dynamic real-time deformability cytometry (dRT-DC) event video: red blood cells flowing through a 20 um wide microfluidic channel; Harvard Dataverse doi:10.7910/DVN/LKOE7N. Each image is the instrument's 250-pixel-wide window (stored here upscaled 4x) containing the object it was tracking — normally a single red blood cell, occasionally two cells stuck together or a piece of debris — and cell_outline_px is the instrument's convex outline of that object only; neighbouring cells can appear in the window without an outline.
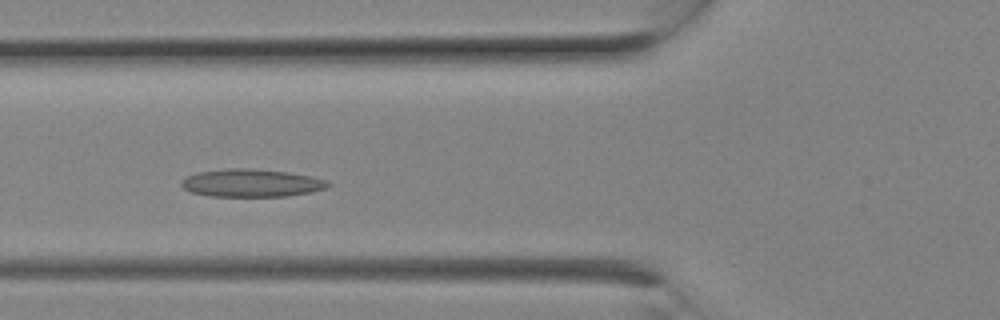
{"species": "Egyptian fruit bat (a non-hibernating species)", "species_latin": "Rousettus aegyptiacus", "temperature_condition": "room temperature", "stored_images_in_passage": 5, "camera_frame_rate_fps": 3000, "um_per_image_px": 0.085, "animal": {"sex": "female"}, "frame": {"image": 1, "passage_image": 4, "time_ms": 1.0, "image_size_px": [1000, 320], "cell_outline_px": [[332, 184], [328, 188], [312, 192], [288, 196], [212, 196], [192, 192], [184, 188], [180, 184], [180, 180], [184, 176], [196, 172], [228, 168], [252, 168], [288, 172], [328, 180]], "centroid_in_image_um": [21.37, 15.55], "position_along_channel_um": 104.4, "area_um2": 23.99}}
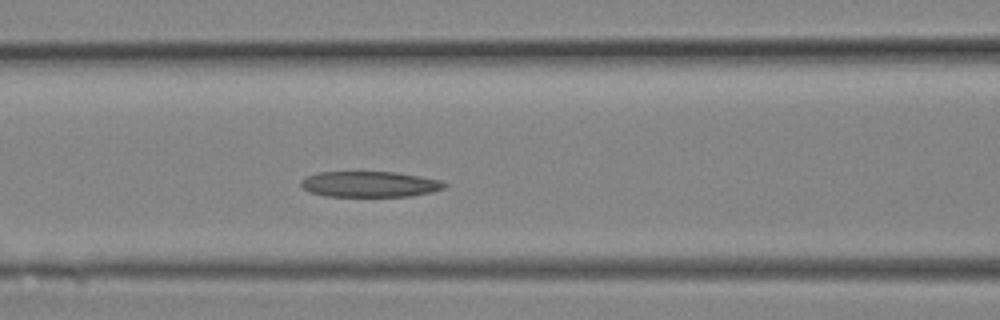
{"frame": {"image": 2, "passage_image": 5, "time_ms": 1.333, "image_size_px": [1000, 320], "cell_outline_px": [[448, 184], [444, 188], [432, 192], [412, 196], [324, 196], [308, 192], [300, 184], [300, 180], [304, 176], [316, 172], [396, 172], [440, 180]], "centroid_in_image_um": [31.38, 15.65], "position_along_channel_um": 135.2, "area_um2": 21.68}}